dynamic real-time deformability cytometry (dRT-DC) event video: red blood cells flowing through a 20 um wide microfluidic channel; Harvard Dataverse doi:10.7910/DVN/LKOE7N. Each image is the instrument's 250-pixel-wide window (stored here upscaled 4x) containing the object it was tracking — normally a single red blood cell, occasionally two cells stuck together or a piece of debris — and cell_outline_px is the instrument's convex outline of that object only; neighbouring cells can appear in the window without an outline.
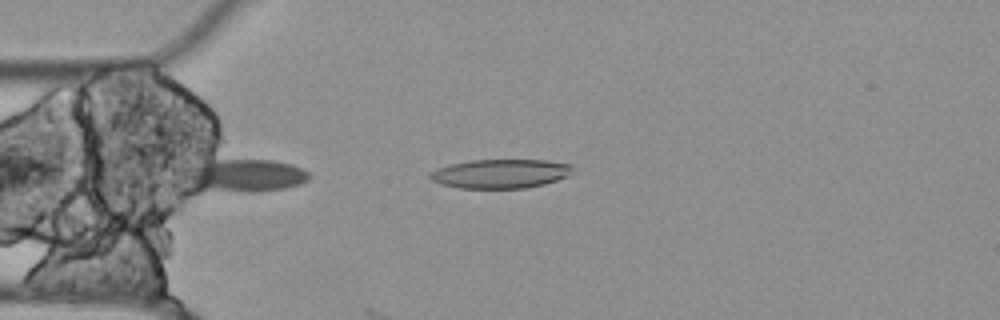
{"species": "Egyptian fruit bat (a non-hibernating species)", "species_latin": "Rousettus aegyptiacus", "temperature_condition": "cold", "stored_images_in_passage": 5, "camera_frame_rate_fps": 3000, "um_per_image_px": 0.085, "animal": {"sex": "female"}, "frame": {"image": 1, "passage_image": 2, "time_ms": 0.333, "image_size_px": [1000, 320], "cell_outline_px": [[572, 168], [568, 176], [544, 184], [524, 188], [460, 188], [440, 184], [432, 180], [428, 176], [428, 172], [436, 168], [452, 164], [472, 160], [548, 160], [572, 164]], "centroid_in_image_um": [42.51, 14.76], "position_along_channel_um": 42.5, "area_um2": 24.16}}